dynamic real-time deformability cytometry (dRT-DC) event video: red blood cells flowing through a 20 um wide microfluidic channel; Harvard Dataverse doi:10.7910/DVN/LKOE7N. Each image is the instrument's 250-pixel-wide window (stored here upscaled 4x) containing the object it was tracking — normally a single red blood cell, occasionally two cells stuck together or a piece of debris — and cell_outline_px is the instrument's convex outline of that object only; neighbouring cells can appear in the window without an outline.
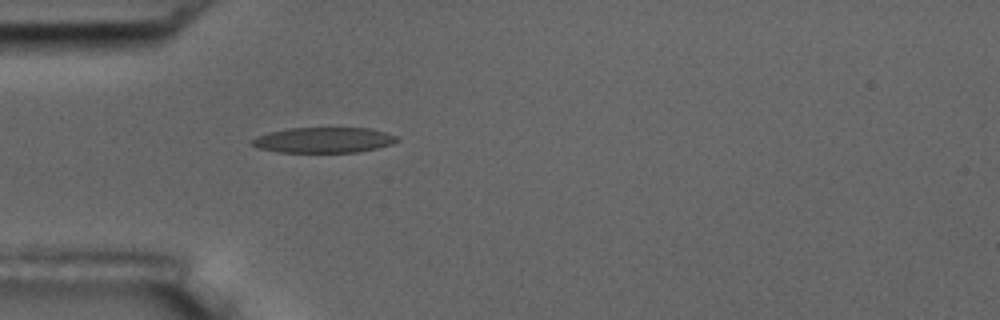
{"species": "common noctule bat (a hibernating species)", "species_latin": "Nyctalus noctula", "temperature_condition": "room temperature", "stored_images_in_passage": 4, "camera_frame_rate_fps": 3000, "um_per_image_px": 0.085, "animal": {"sex": "male", "body_mass_g": 17.5, "forearm_length_mm": 52.3}, "frame": {"image": 1, "passage_image": 4, "time_ms": 4.333, "image_size_px": [1000, 320], "cell_outline_px": [[400, 140], [392, 144], [376, 148], [356, 152], [280, 152], [260, 148], [248, 144], [256, 136], [268, 132], [288, 128], [372, 128], [400, 136]], "centroid_in_image_um": [27.54, 11.89], "position_along_channel_um": 57.5, "area_um2": 21.68}}